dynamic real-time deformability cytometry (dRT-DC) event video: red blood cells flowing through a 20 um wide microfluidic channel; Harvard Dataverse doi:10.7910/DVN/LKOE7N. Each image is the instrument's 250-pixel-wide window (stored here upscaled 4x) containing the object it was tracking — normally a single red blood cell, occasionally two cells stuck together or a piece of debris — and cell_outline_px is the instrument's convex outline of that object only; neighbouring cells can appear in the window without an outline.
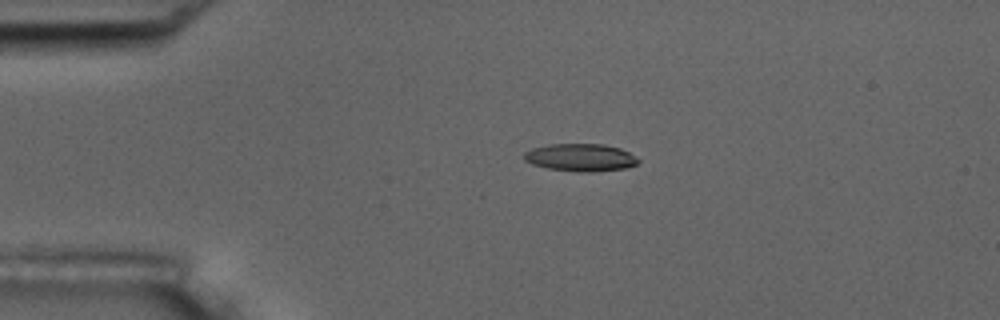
{"species": "common noctule bat (a hibernating species)", "species_latin": "Nyctalus noctula", "temperature_condition": "room temperature", "stored_images_in_passage": 3, "camera_frame_rate_fps": 3000, "um_per_image_px": 0.085, "animal": {"sex": "male", "body_mass_g": 17.5, "forearm_length_mm": 52.3}, "frame": {"image": 1, "passage_image": 2, "time_ms": 1.333, "image_size_px": [1000, 320], "cell_outline_px": [[640, 160], [636, 164], [628, 168], [592, 172], [576, 172], [548, 168], [532, 164], [524, 160], [524, 152], [532, 148], [548, 144], [604, 144], [620, 148], [636, 156]], "centroid_in_image_um": [49.35, 13.39], "position_along_channel_um": 35.6, "area_um2": 18.5}}